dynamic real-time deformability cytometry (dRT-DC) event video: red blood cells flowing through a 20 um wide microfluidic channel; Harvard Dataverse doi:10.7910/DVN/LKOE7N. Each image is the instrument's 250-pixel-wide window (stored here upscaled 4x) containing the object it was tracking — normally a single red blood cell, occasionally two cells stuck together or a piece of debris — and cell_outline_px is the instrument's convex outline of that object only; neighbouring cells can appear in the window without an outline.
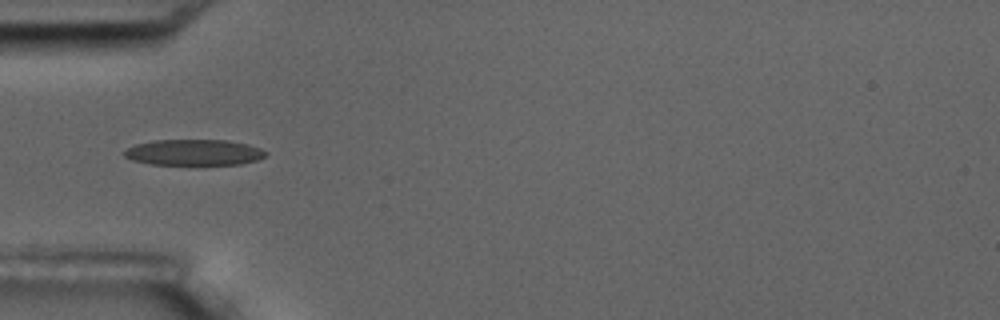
{"species": "common noctule bat (a hibernating species)", "species_latin": "Nyctalus noctula", "temperature_condition": "room temperature", "stored_images_in_passage": 16, "camera_frame_rate_fps": 3000, "um_per_image_px": 0.085, "animal": {"sex": "male", "body_mass_g": 17.5, "forearm_length_mm": 52.3}, "frame": {"image": 1, "passage_image": 5, "time_ms": 4.667, "image_size_px": [1000, 320], "cell_outline_px": [[268, 152], [264, 156], [256, 160], [240, 164], [152, 164], [132, 160], [124, 156], [124, 148], [136, 144], [152, 140], [228, 140], [248, 144], [260, 148]], "centroid_in_image_um": [16.46, 12.94], "position_along_channel_um": 68.5, "area_um2": 21.33}}
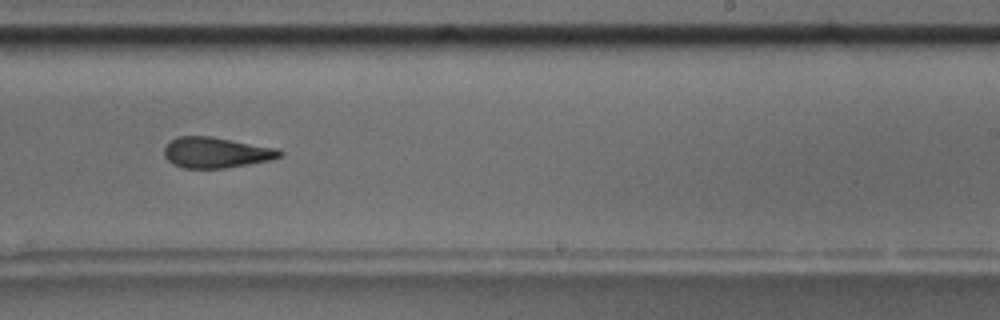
{"frame": {"image": 2, "passage_image": 10, "time_ms": 10.333, "image_size_px": [1000, 320], "cell_outline_px": [[284, 152], [280, 156], [272, 160], [224, 168], [184, 168], [172, 164], [164, 156], [164, 148], [168, 140], [176, 136], [212, 136], [280, 148]], "centroid_in_image_um": [18.37, 12.95], "position_along_channel_um": 270.6, "area_um2": 21.04}, "authors_computed_cell_mechanics": {"area_um2": 21.1259, "velocity_mm_per_s": 3.58, "shape_relaxation_time_tau1_ms": 4.4346, "shape_relaxation_time_tau2_ms": 2.1051, "deformation_change_tau1": 0.1597, "deformation_change_tau2": 0.1086}}